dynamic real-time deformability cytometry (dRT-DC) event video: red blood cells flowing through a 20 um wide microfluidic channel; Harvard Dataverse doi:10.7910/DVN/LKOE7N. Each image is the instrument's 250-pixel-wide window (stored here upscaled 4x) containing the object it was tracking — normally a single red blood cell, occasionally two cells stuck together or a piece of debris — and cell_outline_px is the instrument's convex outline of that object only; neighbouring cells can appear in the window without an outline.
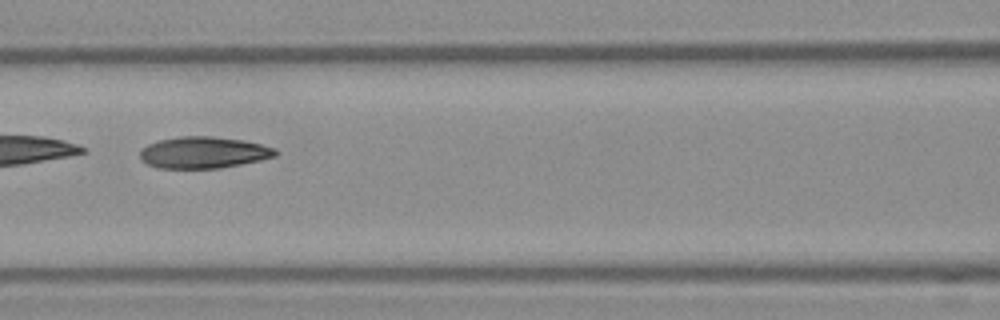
{"species": "Egyptian fruit bat (a non-hibernating species)", "species_latin": "Rousettus aegyptiacus", "temperature_condition": "warm", "stored_images_in_passage": 33, "camera_frame_rate_fps": 3000, "um_per_image_px": 0.085, "frame": {"image": 1, "passage_image": 10, "time_ms": 3.0, "image_size_px": [1000, 320], "cell_outline_px": [[276, 156], [260, 160], [240, 164], [216, 168], [156, 168], [140, 160], [140, 148], [148, 144], [160, 140], [180, 136], [212, 136], [244, 140], [276, 148]], "centroid_in_image_um": [17.26, 12.96], "position_along_channel_um": 149.3, "area_um2": 24.91}}
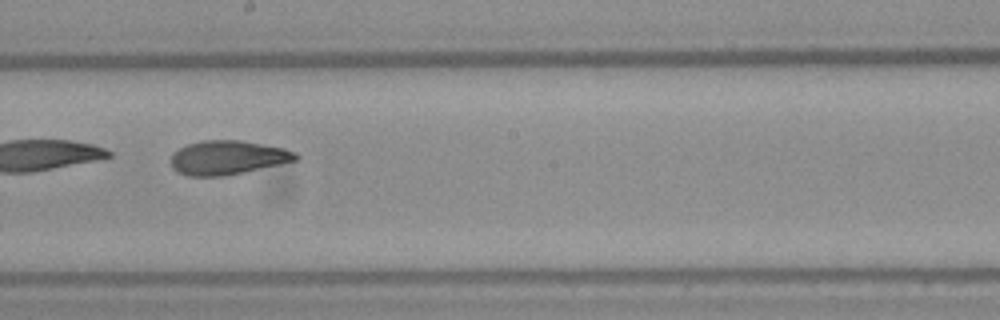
{"frame": {"image": 2, "passage_image": 15, "time_ms": 4.667, "image_size_px": [1000, 320], "cell_outline_px": [[300, 156], [296, 160], [244, 172], [224, 176], [188, 176], [176, 172], [172, 168], [172, 152], [188, 144], [204, 140], [240, 140], [264, 144], [284, 148], [296, 152]], "centroid_in_image_um": [19.34, 13.39], "position_along_channel_um": 228.9, "area_um2": 24.74}}
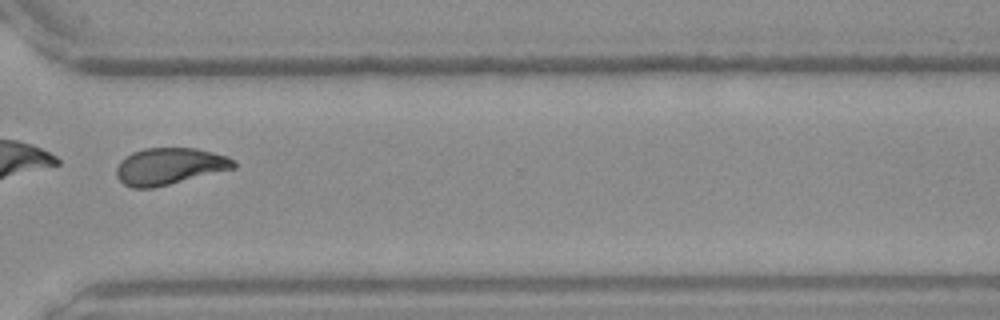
{"frame": {"image": 3, "passage_image": 23, "time_ms": 7.333, "image_size_px": [1000, 320], "cell_outline_px": [[236, 168], [152, 188], [132, 188], [124, 184], [116, 176], [116, 168], [120, 160], [132, 152], [144, 148], [196, 148], [228, 156], [236, 160]], "centroid_in_image_um": [14.41, 14.12], "position_along_channel_um": 356.2, "area_um2": 25.2}}